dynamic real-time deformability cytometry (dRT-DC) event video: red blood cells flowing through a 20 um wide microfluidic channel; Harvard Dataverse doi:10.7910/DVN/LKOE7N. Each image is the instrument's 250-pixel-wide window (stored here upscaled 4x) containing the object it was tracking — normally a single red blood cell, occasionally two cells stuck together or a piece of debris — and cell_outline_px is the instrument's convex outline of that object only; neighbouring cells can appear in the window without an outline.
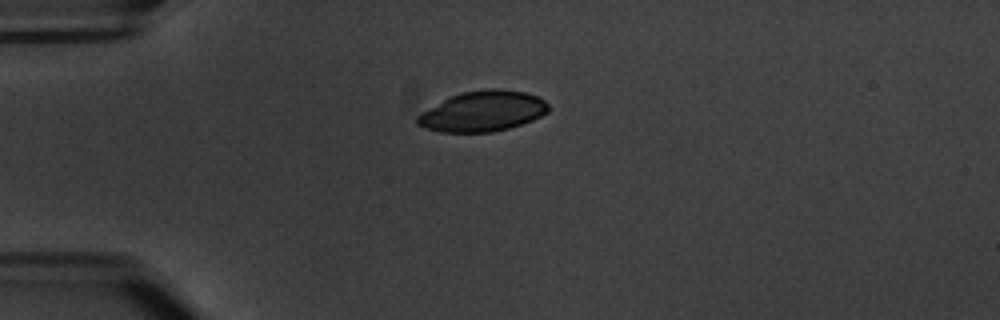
{"species": "common noctule bat (a hibernating species)", "species_latin": "Nyctalus noctula", "temperature_condition": "warm", "stored_images_in_passage": 3, "camera_frame_rate_fps": 3000, "um_per_image_px": 0.085, "animal": {"sex": "male", "body_mass_g": 20.1, "forearm_length_mm": 53.5}, "frame": {"image": 1, "passage_image": 1, "time_ms": 0.0, "image_size_px": [1000, 320], "cell_outline_px": [[548, 112], [532, 120], [508, 128], [492, 132], [440, 132], [424, 128], [416, 124], [416, 116], [420, 112], [460, 92], [492, 88], [496, 88], [524, 92], [540, 96], [548, 104]], "centroid_in_image_um": [41.01, 9.46], "position_along_channel_um": 44.0, "area_um2": 30.87}}